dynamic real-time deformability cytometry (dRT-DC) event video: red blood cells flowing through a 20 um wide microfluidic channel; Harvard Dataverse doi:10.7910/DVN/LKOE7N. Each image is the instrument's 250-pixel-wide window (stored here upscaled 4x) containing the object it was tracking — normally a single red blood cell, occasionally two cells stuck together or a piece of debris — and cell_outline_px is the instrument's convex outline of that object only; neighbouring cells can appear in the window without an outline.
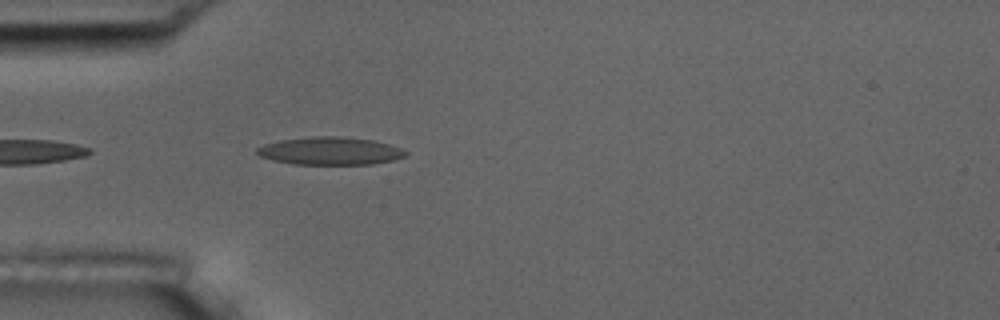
{"species": "common noctule bat (a hibernating species)", "species_latin": "Nyctalus noctula", "temperature_condition": "room temperature", "stored_images_in_passage": 7, "camera_frame_rate_fps": 3000, "um_per_image_px": 0.085, "animal": {"sex": "male", "body_mass_g": 17.5, "forearm_length_mm": 52.3}, "frame": {"image": 1, "passage_image": 3, "time_ms": 0.667, "image_size_px": [1000, 320], "cell_outline_px": [[408, 152], [404, 156], [392, 160], [372, 164], [292, 164], [272, 160], [260, 156], [256, 152], [256, 148], [264, 144], [280, 140], [312, 136], [340, 136], [372, 140], [388, 144], [400, 148]], "centroid_in_image_um": [28.02, 12.83], "position_along_channel_um": 57.0, "area_um2": 23.99}}